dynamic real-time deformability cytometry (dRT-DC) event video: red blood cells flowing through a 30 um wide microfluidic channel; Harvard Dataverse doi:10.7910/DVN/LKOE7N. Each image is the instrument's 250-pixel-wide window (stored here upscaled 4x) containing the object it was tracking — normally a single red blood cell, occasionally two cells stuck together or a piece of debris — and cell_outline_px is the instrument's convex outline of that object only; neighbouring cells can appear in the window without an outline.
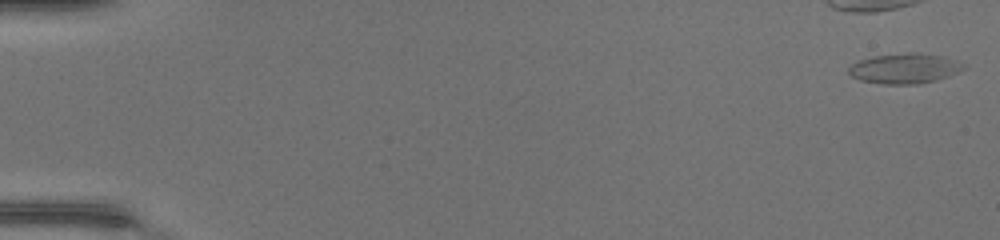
{"species": "common noctule bat (a hibernating species)", "species_latin": "Nyctalus noctula", "temperature_condition": "warm", "stored_images_in_passage": 47, "camera_frame_rate_fps": 3000, "um_per_image_px": 0.085, "animal": {"sex": "female", "body_mass_g": 17.0, "forearm_length_mm": 48.0}, "frame": {"image": 1, "passage_image": 1, "time_ms": 0.0, "image_size_px": [1000, 240], "cell_outline_px": [[968, 68], [948, 76], [936, 80], [920, 84], [884, 84], [860, 80], [852, 76], [848, 72], [848, 68], [852, 64], [860, 60], [876, 56], [908, 52], [916, 52], [940, 56], [956, 60], [964, 64]], "centroid_in_image_um": [76.92, 5.82], "position_along_channel_um": 8.1, "area_um2": 20.11}}